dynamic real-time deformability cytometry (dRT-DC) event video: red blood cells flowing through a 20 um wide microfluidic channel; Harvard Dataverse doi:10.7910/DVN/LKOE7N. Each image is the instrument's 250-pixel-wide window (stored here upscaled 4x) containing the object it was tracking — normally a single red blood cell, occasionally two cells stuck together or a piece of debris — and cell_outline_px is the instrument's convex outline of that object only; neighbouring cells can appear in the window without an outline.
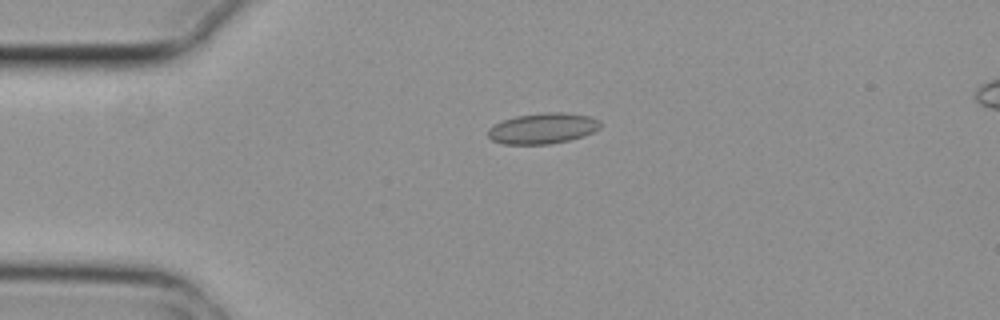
{"species": "common noctule bat (a hibernating species)", "species_latin": "Nyctalus noctula", "temperature_condition": "cold", "stored_images_in_passage": 4, "camera_frame_rate_fps": 3000, "um_per_image_px": 0.085, "animal": {"sex": "female", "body_mass_g": 29.2, "forearm_length_mm": 56.3}, "frame": {"image": 1, "passage_image": 2, "time_ms": 0.333, "image_size_px": [1000, 320], "cell_outline_px": [[600, 128], [584, 136], [568, 140], [548, 144], [504, 144], [492, 140], [488, 136], [488, 128], [504, 120], [516, 116], [548, 112], [564, 112], [588, 116], [600, 120]], "centroid_in_image_um": [46.14, 10.91], "position_along_channel_um": 38.9, "area_um2": 19.94}}